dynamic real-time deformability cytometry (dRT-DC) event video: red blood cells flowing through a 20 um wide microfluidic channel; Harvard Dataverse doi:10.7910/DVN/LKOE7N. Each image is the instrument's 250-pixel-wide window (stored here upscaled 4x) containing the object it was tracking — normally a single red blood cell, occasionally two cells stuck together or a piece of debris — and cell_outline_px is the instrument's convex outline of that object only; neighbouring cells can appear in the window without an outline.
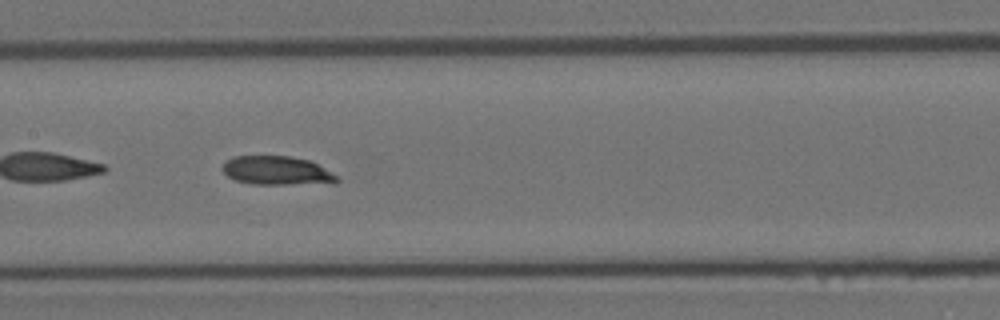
{"species": "Egyptian fruit bat (a non-hibernating species)", "species_latin": "Rousettus aegyptiacus", "temperature_condition": "room temperature", "stored_images_in_passage": 32, "camera_frame_rate_fps": 3000, "um_per_image_px": 0.085, "animal": {"sex": "female"}, "frame": {"image": 1, "passage_image": 14, "time_ms": 4.333, "image_size_px": [1000, 320], "cell_outline_px": [[340, 180], [336, 184], [252, 184], [236, 180], [228, 176], [220, 168], [224, 160], [232, 156], [288, 156], [308, 160], [340, 176]], "centroid_in_image_um": [23.55, 14.51], "position_along_channel_um": 183.8, "area_um2": 19.54}}